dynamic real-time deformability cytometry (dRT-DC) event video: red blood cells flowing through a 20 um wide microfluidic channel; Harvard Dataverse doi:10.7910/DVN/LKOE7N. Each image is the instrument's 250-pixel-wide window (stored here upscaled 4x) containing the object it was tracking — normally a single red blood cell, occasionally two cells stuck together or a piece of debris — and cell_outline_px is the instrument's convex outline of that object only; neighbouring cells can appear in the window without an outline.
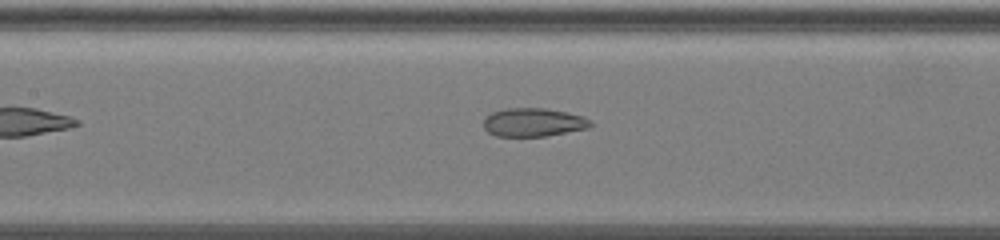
{"species": "common noctule bat (a hibernating species)", "species_latin": "Nyctalus noctula", "temperature_condition": "warm", "stored_images_in_passage": 33, "camera_frame_rate_fps": 3000, "um_per_image_px": 0.085, "animal": {"sex": "female", "body_mass_g": 19.5, "forearm_length_mm": 54.1}, "frame": {"image": 1, "passage_image": 9, "time_ms": 2.667, "image_size_px": [1000, 240], "cell_outline_px": [[592, 124], [588, 128], [544, 136], [496, 136], [488, 132], [484, 128], [484, 120], [492, 112], [504, 108], [544, 108], [584, 116], [592, 120]], "centroid_in_image_um": [45.34, 10.39], "position_along_channel_um": 162.1, "area_um2": 17.63}}
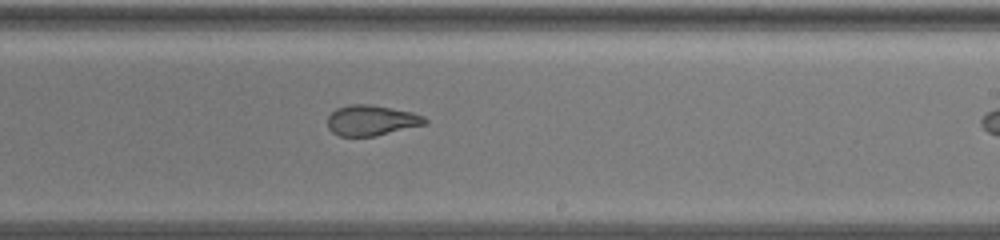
{"frame": {"image": 2, "passage_image": 18, "time_ms": 5.667, "image_size_px": [1000, 240], "cell_outline_px": [[428, 124], [376, 136], [340, 136], [332, 132], [328, 128], [328, 116], [336, 108], [352, 104], [372, 104], [412, 112], [424, 116], [428, 120]], "centroid_in_image_um": [31.6, 10.23], "position_along_channel_um": 257.4, "area_um2": 17.46}}
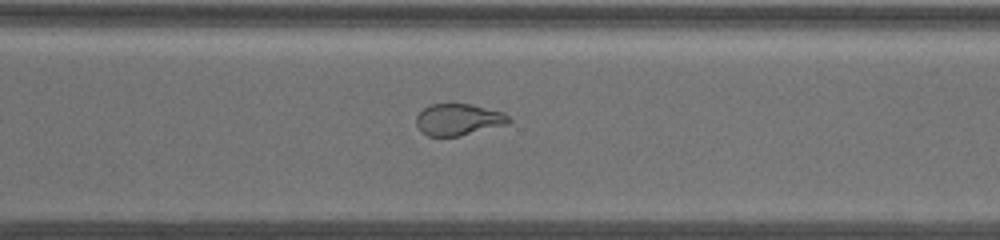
{"frame": {"image": 3, "passage_image": 25, "time_ms": 8.0, "image_size_px": [1000, 240], "cell_outline_px": [[512, 120], [508, 124], [460, 136], [428, 136], [420, 132], [416, 124], [416, 116], [428, 104], [472, 104], [504, 112]], "centroid_in_image_um": [38.96, 10.16], "position_along_channel_um": 331.6, "area_um2": 17.22}}